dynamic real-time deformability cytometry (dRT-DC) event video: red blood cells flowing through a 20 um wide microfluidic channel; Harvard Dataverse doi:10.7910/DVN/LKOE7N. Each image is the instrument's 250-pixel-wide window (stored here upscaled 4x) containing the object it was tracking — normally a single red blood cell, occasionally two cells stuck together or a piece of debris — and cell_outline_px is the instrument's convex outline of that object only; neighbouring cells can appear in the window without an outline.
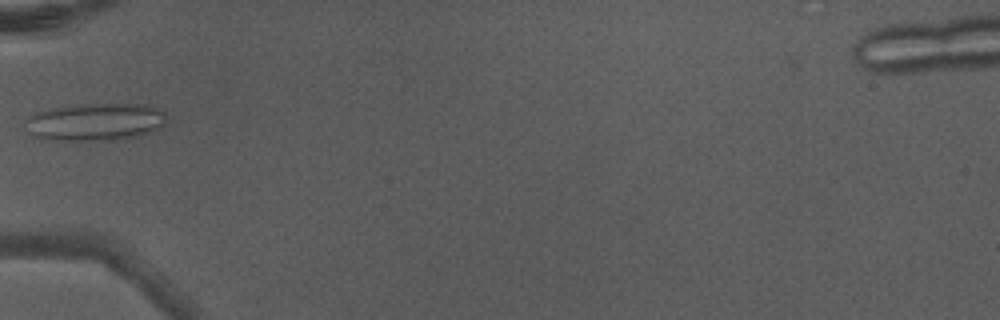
{"species": "Egyptian fruit bat (a non-hibernating species)", "species_latin": "Rousettus aegyptiacus", "temperature_condition": "warm", "stored_images_in_passage": 5, "camera_frame_rate_fps": 3000, "um_per_image_px": 0.085, "animal": {"sex": "male"}, "frame": {"image": 1, "passage_image": 5, "time_ms": 1.333, "image_size_px": [1000, 320], "cell_outline_px": [[164, 124], [152, 132], [140, 136], [112, 140], [44, 140], [32, 136], [28, 132], [24, 120], [36, 112], [52, 108], [80, 104], [152, 104], [164, 108]], "centroid_in_image_um": [8.11, 10.36], "position_along_channel_um": 76.9, "area_um2": 31.39}}